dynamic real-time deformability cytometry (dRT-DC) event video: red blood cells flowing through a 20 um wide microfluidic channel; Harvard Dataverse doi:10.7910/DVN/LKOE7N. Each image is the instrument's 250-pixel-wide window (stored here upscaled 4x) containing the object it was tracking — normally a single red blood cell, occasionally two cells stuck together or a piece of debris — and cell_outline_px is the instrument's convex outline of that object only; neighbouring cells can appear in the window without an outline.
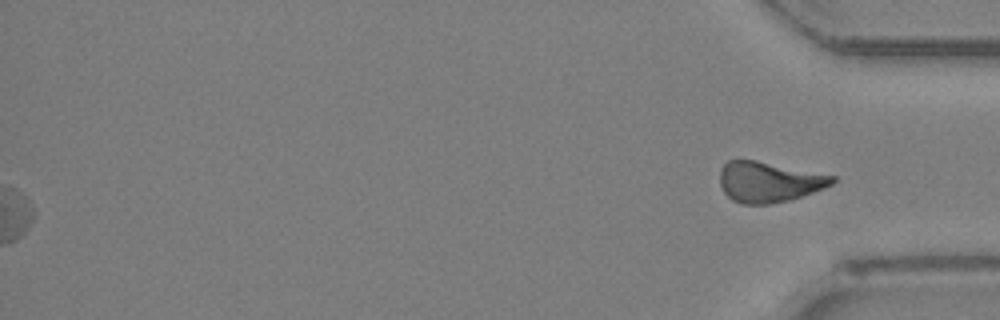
{"species": "Egyptian fruit bat (a non-hibernating species)", "species_latin": "Rousettus aegyptiacus", "temperature_condition": "room temperature", "stored_images_in_passage": 34, "segment_of_instrument_passage": [2, 2], "camera_frame_rate_fps": 3000, "um_per_image_px": 0.085, "animal": {"sex": "female"}, "frame": {"image": 1, "passage_image": 34, "time_ms": 11.0, "image_size_px": [1000, 320], "cell_outline_px": [[836, 180], [832, 184], [824, 188], [788, 200], [768, 204], [744, 204], [732, 200], [724, 192], [720, 184], [720, 168], [728, 160], [756, 160], [836, 176]], "centroid_in_image_um": [65.34, 15.45], "position_along_channel_um": 369.9, "area_um2": 26.36}}